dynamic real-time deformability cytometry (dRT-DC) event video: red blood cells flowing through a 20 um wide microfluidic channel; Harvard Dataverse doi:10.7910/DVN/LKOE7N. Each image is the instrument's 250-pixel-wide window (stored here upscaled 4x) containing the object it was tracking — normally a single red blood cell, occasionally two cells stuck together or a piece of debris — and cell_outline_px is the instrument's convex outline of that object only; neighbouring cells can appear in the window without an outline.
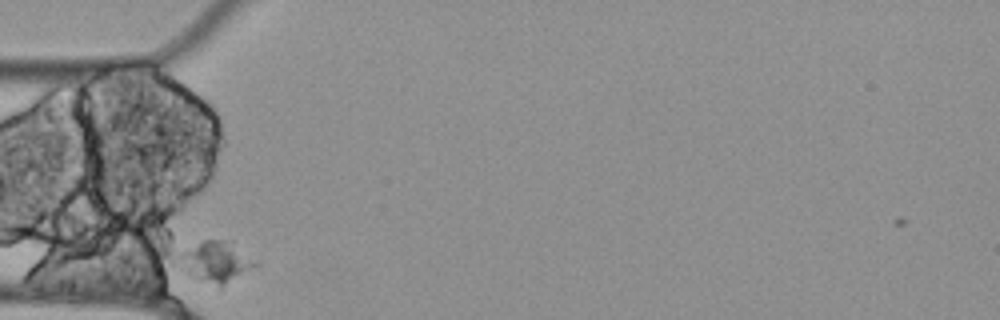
{"species": "Egyptian fruit bat (a non-hibernating species)", "species_latin": "Rousettus aegyptiacus", "temperature_condition": "cold", "stored_images_in_passage": 34, "camera_frame_rate_fps": 3000, "um_per_image_px": 0.085, "animal": {"sex": "female"}, "frame": {"image": 1, "passage_image": 2, "time_ms": 0.333, "image_size_px": [1000, 320], "cell_outline_px": [[260, 264], [220, 288], [192, 276], [168, 264], [180, 252], [204, 240], [232, 240], [256, 260]], "centroid_in_image_um": [18.26, 22.25], "position_along_channel_um": 66.7, "area_um2": 19.13}}
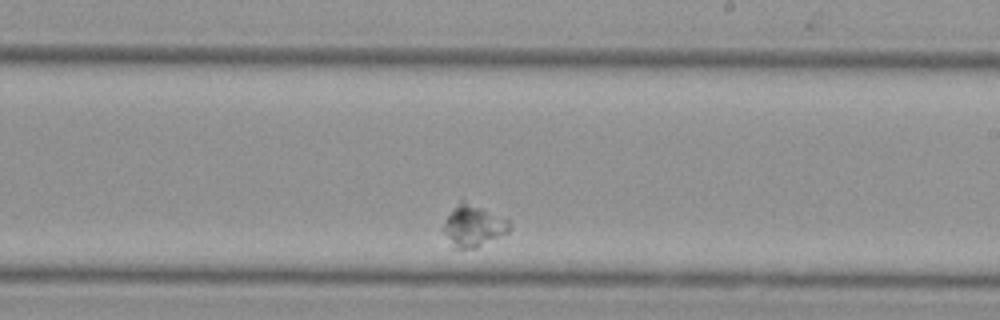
{"frame": {"image": 2, "passage_image": 20, "time_ms": 6.333, "image_size_px": [1000, 320], "cell_outline_px": [[512, 224], [508, 232], [476, 248], [456, 248], [440, 228], [444, 220], [460, 196], [508, 220]], "centroid_in_image_um": [40.19, 19.13], "position_along_channel_um": 248.8, "area_um2": 16.36}}
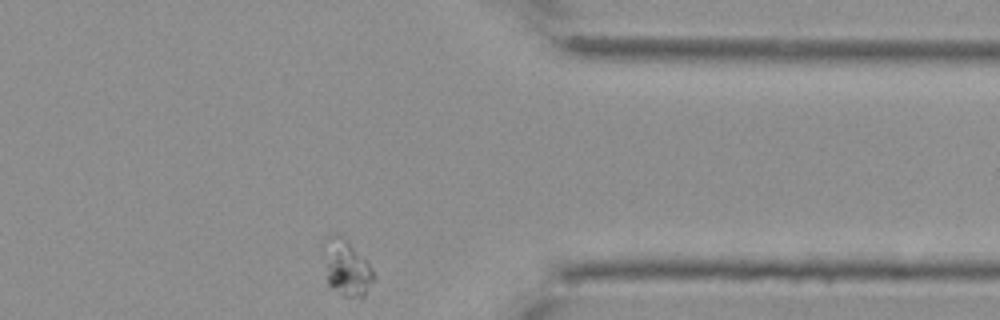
{"frame": {"image": 3, "passage_image": 34, "time_ms": 11.0, "image_size_px": [1000, 320], "cell_outline_px": [[376, 276], [364, 296], [344, 296], [332, 288], [328, 284], [328, 264], [336, 236], [340, 236], [348, 240], [372, 268]], "centroid_in_image_um": [29.65, 22.94], "position_along_channel_um": 381.7, "area_um2": 14.22}}